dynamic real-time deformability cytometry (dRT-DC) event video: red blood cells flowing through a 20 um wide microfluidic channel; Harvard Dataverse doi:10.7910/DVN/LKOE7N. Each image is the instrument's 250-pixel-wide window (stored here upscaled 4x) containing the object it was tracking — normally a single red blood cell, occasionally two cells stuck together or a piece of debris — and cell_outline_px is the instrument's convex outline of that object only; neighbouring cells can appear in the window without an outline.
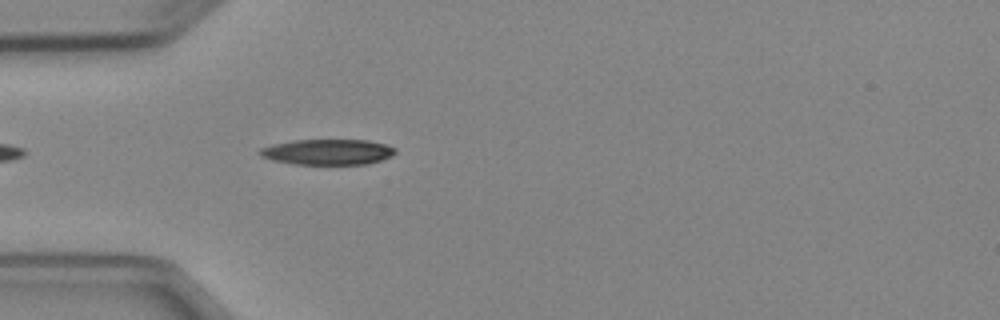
{"species": "Egyptian fruit bat (a non-hibernating species)", "species_latin": "Rousettus aegyptiacus", "temperature_condition": "cold", "stored_images_in_passage": 4, "camera_frame_rate_fps": 3000, "um_per_image_px": 0.085, "animal": {"sex": "female"}, "frame": {"image": 1, "passage_image": 4, "time_ms": 3.667, "image_size_px": [1000, 320], "cell_outline_px": [[396, 152], [392, 156], [368, 164], [292, 164], [272, 160], [260, 156], [260, 148], [272, 144], [296, 140], [368, 140], [384, 144], [396, 148]], "centroid_in_image_um": [27.85, 12.92], "position_along_channel_um": 57.1, "area_um2": 20.17}}